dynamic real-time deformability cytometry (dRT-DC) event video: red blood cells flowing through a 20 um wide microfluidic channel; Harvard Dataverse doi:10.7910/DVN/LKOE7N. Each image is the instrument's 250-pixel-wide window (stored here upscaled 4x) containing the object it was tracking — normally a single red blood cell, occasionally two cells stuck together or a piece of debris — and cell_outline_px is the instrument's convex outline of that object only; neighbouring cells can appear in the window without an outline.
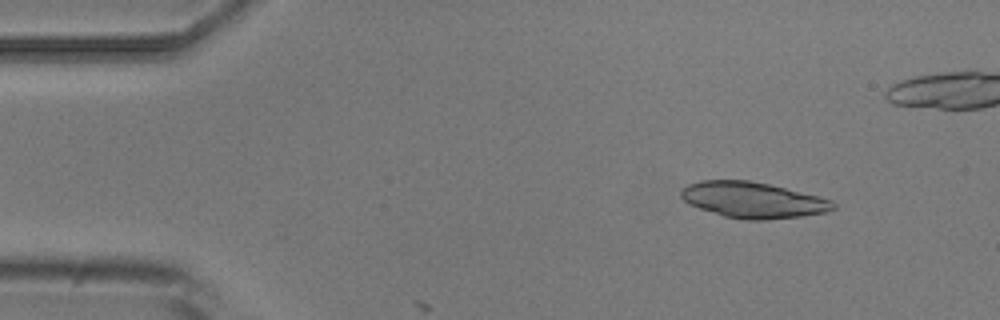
{"species": "common noctule bat (a hibernating species)", "species_latin": "Nyctalus noctula", "temperature_condition": "room temperature", "stored_images_in_passage": 2, "camera_frame_rate_fps": 3000, "um_per_image_px": 0.085, "animal": {"sex": "male", "body_mass_g": 20.5, "forearm_length_mm": 52.5}, "frame": {"image": 1, "passage_image": 1, "time_ms": 0.0, "image_size_px": [1000, 320], "cell_outline_px": [[836, 208], [828, 212], [800, 216], [768, 220], [744, 220], [724, 216], [688, 204], [680, 196], [680, 188], [688, 184], [700, 180], [748, 180], [768, 184], [820, 196], [832, 200], [836, 204]], "centroid_in_image_um": [64.0, 17.0], "position_along_channel_um": 21.0, "area_um2": 32.02}}